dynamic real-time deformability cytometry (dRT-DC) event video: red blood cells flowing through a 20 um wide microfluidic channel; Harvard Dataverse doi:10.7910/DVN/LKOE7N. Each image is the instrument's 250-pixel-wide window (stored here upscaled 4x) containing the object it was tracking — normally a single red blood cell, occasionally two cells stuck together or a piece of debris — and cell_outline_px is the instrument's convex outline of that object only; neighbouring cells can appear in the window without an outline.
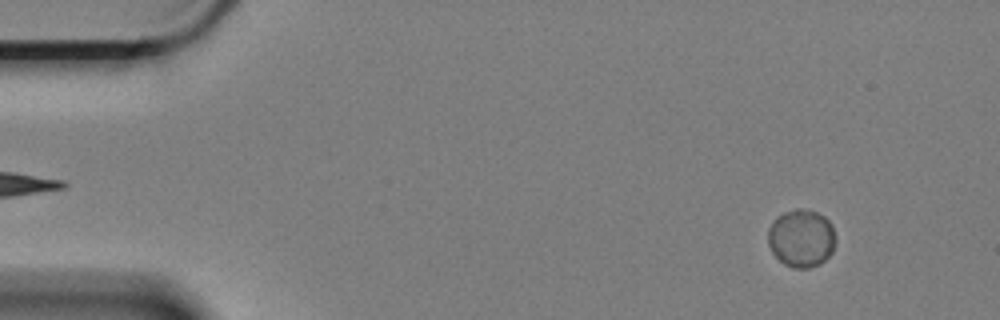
{"species": "Egyptian fruit bat (a non-hibernating species)", "species_latin": "Rousettus aegyptiacus", "temperature_condition": "cold", "stored_images_in_passage": 60, "camera_frame_rate_fps": 3000, "um_per_image_px": 0.085, "animal": {"sex": "female"}, "frame": {"image": 1, "passage_image": 6, "time_ms": 1.667, "image_size_px": [1000, 320], "cell_outline_px": [[836, 240], [832, 252], [820, 264], [808, 268], [792, 268], [784, 264], [772, 252], [768, 244], [768, 228], [772, 220], [776, 216], [784, 212], [796, 208], [800, 208], [816, 212], [824, 216], [832, 224]], "centroid_in_image_um": [68.1, 20.24], "position_along_channel_um": 16.9, "area_um2": 23.0}}
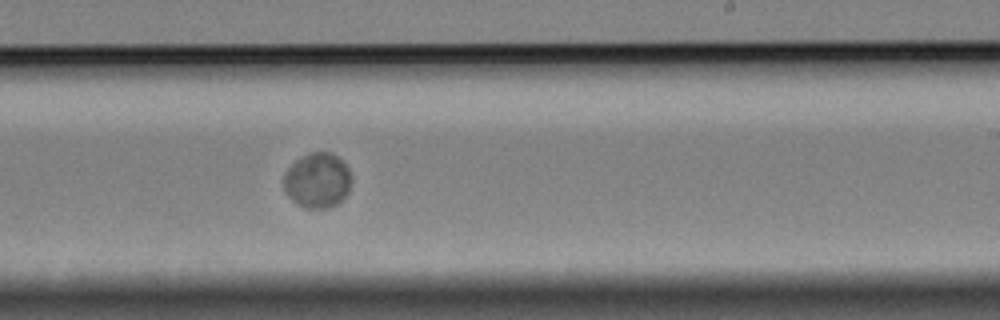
{"frame": {"image": 2, "passage_image": 37, "time_ms": 12.0, "image_size_px": [1000, 320], "cell_outline_px": [[352, 180], [348, 192], [336, 204], [328, 208], [308, 208], [296, 204], [288, 196], [284, 188], [284, 176], [288, 168], [296, 160], [312, 152], [332, 152], [348, 168], [352, 176]], "centroid_in_image_um": [26.99, 15.34], "position_along_channel_um": 262.0, "area_um2": 21.56}}
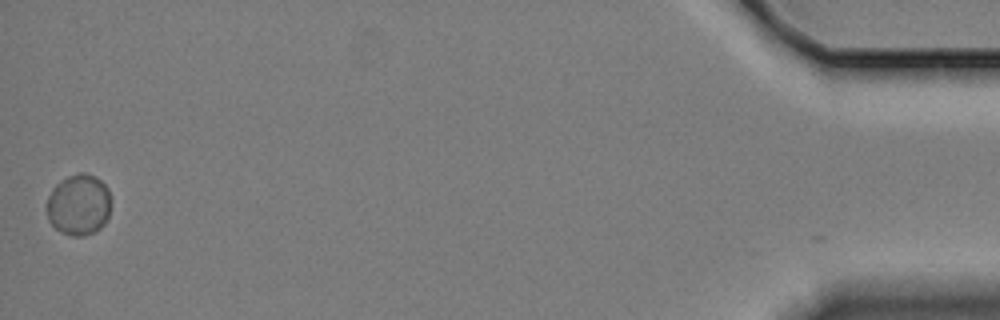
{"frame": {"image": 3, "passage_image": 60, "time_ms": 19.667, "image_size_px": [1000, 320], "cell_outline_px": [[108, 216], [104, 224], [96, 232], [84, 236], [72, 236], [60, 232], [48, 220], [48, 196], [52, 188], [60, 180], [68, 176], [80, 172], [84, 172], [96, 176], [108, 188]], "centroid_in_image_um": [6.67, 17.4], "position_along_channel_um": 428.5, "area_um2": 22.77}, "authors_computed_cell_mechanics": {"area_um2": 22.0796, "velocity_mm_per_s": 3.3094, "shape_relaxation_time_tau1_ms": 4.0934, "shape_relaxation_time_tau2_ms": null, "deformation_change_tau1": 0.0245, "deformation_change_tau2": null}}